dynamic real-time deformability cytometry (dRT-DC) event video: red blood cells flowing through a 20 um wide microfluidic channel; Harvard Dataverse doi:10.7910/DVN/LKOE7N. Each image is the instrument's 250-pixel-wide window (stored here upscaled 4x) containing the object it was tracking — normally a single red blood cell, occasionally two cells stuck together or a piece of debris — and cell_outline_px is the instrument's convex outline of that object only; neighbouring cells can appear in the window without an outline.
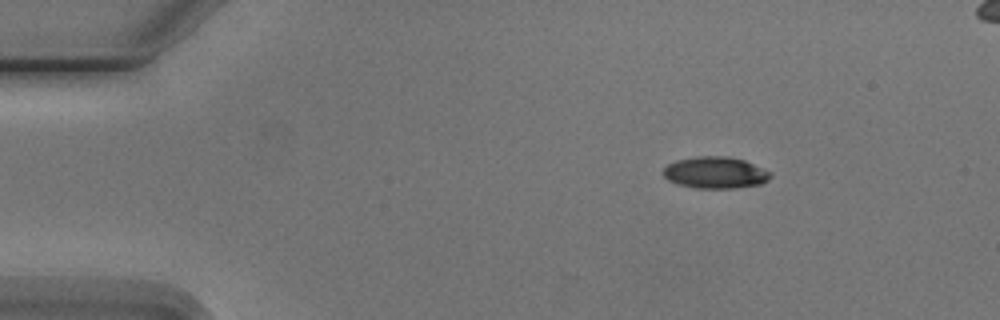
{"species": "Egyptian fruit bat (a non-hibernating species)", "species_latin": "Rousettus aegyptiacus", "temperature_condition": "cold", "stored_images_in_passage": 4, "segment_of_instrument_passage": [1, 2], "camera_frame_rate_fps": 3000, "um_per_image_px": 0.085, "animal": {"sex": "male"}, "frame": {"image": 1, "passage_image": 1, "time_ms": 0.0, "image_size_px": [1000, 320], "cell_outline_px": [[772, 176], [768, 180], [760, 184], [732, 188], [696, 188], [680, 184], [668, 180], [660, 172], [668, 164], [676, 160], [696, 156], [728, 156], [744, 160], [772, 172]], "centroid_in_image_um": [60.79, 14.66], "position_along_channel_um": 24.2, "area_um2": 19.83}}